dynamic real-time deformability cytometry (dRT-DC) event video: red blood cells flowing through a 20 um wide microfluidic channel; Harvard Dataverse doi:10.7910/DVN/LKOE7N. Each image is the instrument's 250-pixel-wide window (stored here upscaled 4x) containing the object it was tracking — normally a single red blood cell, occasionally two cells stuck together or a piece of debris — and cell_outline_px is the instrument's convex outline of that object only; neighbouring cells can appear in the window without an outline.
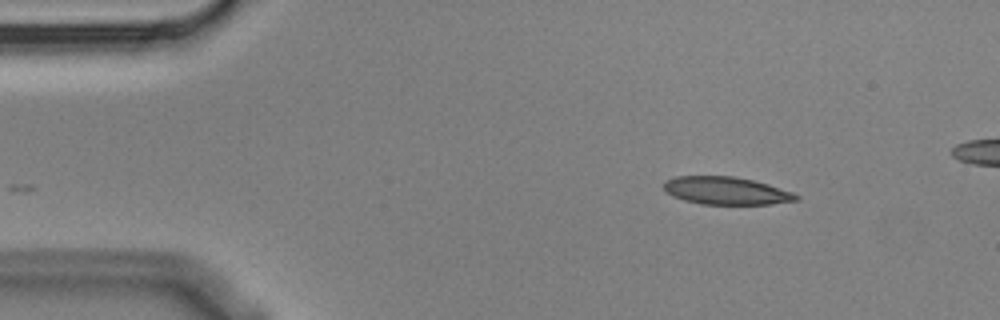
{"species": "Egyptian fruit bat (a non-hibernating species)", "species_latin": "Rousettus aegyptiacus", "temperature_condition": "cold", "stored_images_in_passage": 3, "camera_frame_rate_fps": 3000, "um_per_image_px": 0.085, "animal": {"sex": "male"}, "frame": {"image": 1, "passage_image": 3, "time_ms": 0.667, "image_size_px": [1000, 320], "cell_outline_px": [[800, 200], [772, 204], [700, 204], [684, 200], [672, 196], [664, 192], [664, 184], [668, 180], [676, 176], [732, 176], [752, 180], [768, 184], [792, 192], [800, 196]], "centroid_in_image_um": [61.73, 16.22], "position_along_channel_um": 23.3, "area_um2": 21.39}}